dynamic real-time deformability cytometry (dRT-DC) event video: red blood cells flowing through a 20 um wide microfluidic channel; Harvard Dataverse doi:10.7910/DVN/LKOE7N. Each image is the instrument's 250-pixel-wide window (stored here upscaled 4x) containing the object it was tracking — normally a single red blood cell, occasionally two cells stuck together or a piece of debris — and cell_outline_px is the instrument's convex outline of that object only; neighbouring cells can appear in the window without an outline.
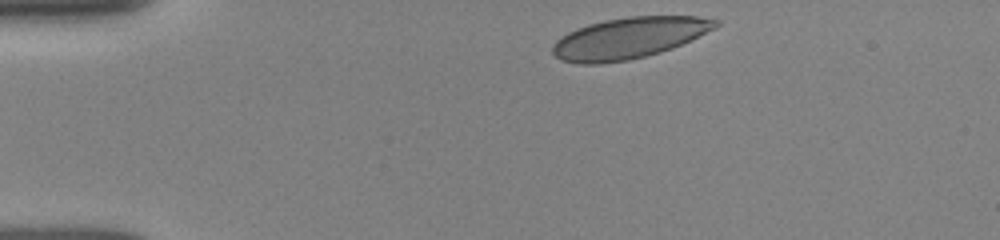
{"species": "human", "species_latin": "Homo sapiens", "temperature_condition": "room temperature", "stored_images_in_passage": 43, "camera_frame_rate_fps": 3000, "um_per_image_px": 0.085, "donor": {"sex": "female"}, "frame": {"image": 1, "passage_image": 1, "time_ms": 0.0, "image_size_px": [1000, 240], "cell_outline_px": [[720, 24], [716, 28], [672, 48], [660, 52], [628, 60], [600, 64], [576, 64], [560, 60], [552, 52], [552, 44], [560, 36], [576, 28], [588, 24], [604, 20], [628, 16], [696, 16], [720, 20]], "centroid_in_image_um": [53.43, 3.23], "position_along_channel_um": 31.6, "area_um2": 39.25}}
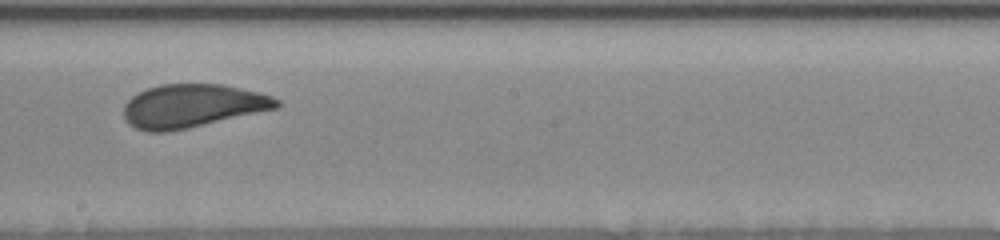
{"frame": {"image": 2, "passage_image": 21, "time_ms": 6.667, "image_size_px": [1000, 240], "cell_outline_px": [[280, 104], [276, 108], [188, 128], [168, 132], [148, 132], [136, 128], [128, 124], [124, 120], [124, 104], [136, 92], [160, 84], [224, 84], [260, 92], [272, 96], [280, 100]], "centroid_in_image_um": [16.32, 8.99], "position_along_channel_um": 231.9, "area_um2": 38.73}}
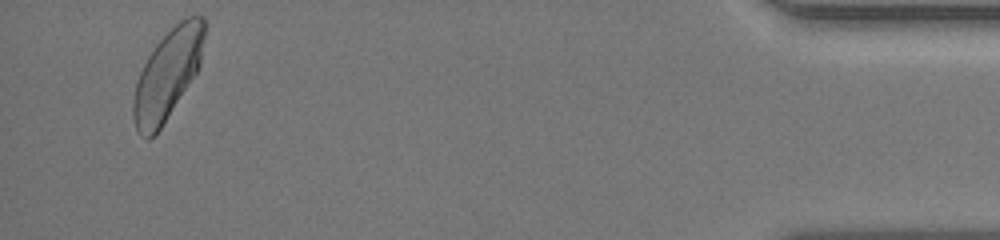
{"frame": {"image": 3, "passage_image": 41, "time_ms": 13.333, "image_size_px": [1000, 240], "cell_outline_px": [[208, 24], [200, 64], [196, 72], [160, 128], [148, 140], [140, 136], [136, 128], [132, 116], [132, 100], [136, 80], [148, 56], [156, 44], [180, 20], [188, 16], [204, 16]], "centroid_in_image_um": [14.25, 6.29], "position_along_channel_um": 421.0, "area_um2": 37.05}, "authors_computed_cell_mechanics": {"area_um2": 38.6104, "velocity_mm_per_s": 3.8743, "shape_relaxation_time_tau1_ms": 5.6728, "shape_relaxation_time_tau2_ms": null, "deformation_change_tau1": 0.1558, "deformation_change_tau2": null}}